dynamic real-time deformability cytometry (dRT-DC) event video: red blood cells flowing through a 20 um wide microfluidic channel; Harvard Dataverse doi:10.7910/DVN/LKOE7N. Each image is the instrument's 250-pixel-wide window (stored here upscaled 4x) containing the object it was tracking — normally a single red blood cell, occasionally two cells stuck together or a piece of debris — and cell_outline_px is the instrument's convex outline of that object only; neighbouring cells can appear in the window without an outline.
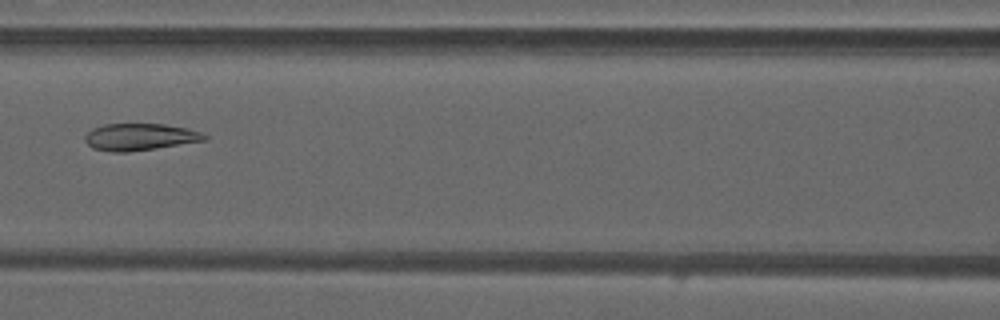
{"species": "common noctule bat (a hibernating species)", "species_latin": "Nyctalus noctula", "temperature_condition": "warm", "stored_images_in_passage": 48, "camera_frame_rate_fps": 3000, "um_per_image_px": 0.085, "animal": {"sex": "male", "forearm_length_mm": 52.5}, "frame": {"image": 1, "passage_image": 22, "time_ms": 7.0, "image_size_px": [1000, 320], "cell_outline_px": [[208, 140], [128, 152], [112, 152], [92, 148], [84, 140], [84, 136], [92, 128], [104, 124], [164, 124], [188, 128], [200, 132], [208, 136]], "centroid_in_image_um": [11.88, 11.64], "position_along_channel_um": 154.7, "area_um2": 18.79}}
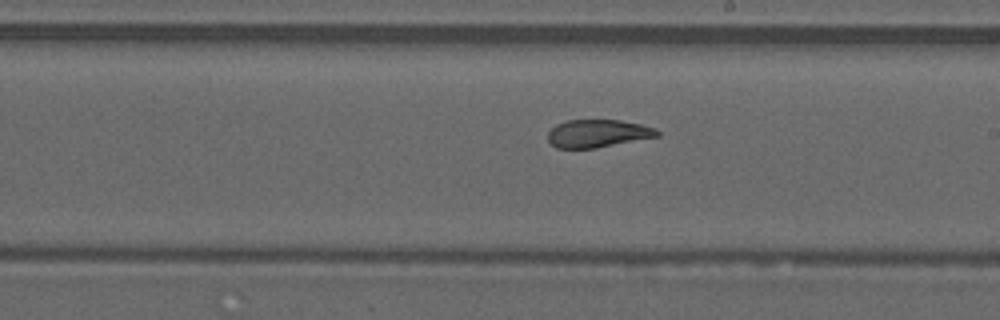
{"frame": {"image": 2, "passage_image": 28, "time_ms": 9.0, "image_size_px": [1000, 320], "cell_outline_px": [[660, 136], [596, 148], [556, 148], [548, 140], [548, 132], [556, 124], [568, 120], [620, 120], [640, 124], [656, 128], [660, 132]], "centroid_in_image_um": [50.83, 11.34], "position_along_channel_um": 238.2, "area_um2": 17.74}}
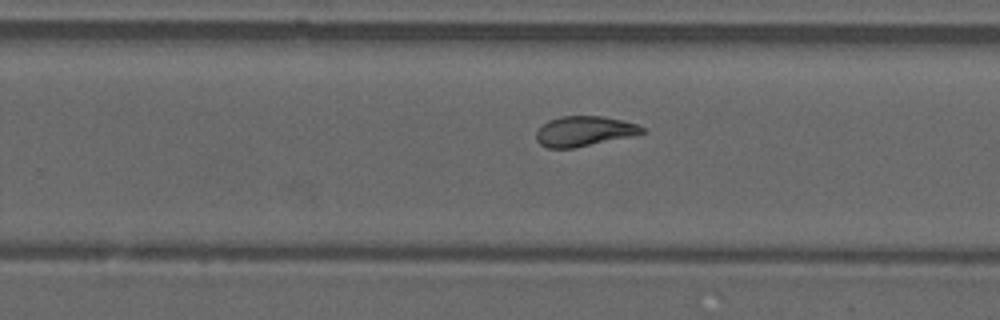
{"frame": {"image": 3, "passage_image": 31, "time_ms": 10.0, "image_size_px": [1000, 320], "cell_outline_px": [[648, 132], [572, 148], [548, 148], [540, 144], [536, 140], [536, 132], [548, 120], [560, 116], [604, 116], [636, 124], [644, 128]], "centroid_in_image_um": [49.63, 11.14], "position_along_channel_um": 280.2, "area_um2": 18.26}, "authors_computed_cell_mechanics": {"area_um2": 20.5768, "velocity_mm_per_s": 4.1975, "shape_relaxation_time_tau1_ms": null, "shape_relaxation_time_tau2_ms": 1.2639, "deformation_change_tau1": null, "deformation_change_tau2": 0.0629}}